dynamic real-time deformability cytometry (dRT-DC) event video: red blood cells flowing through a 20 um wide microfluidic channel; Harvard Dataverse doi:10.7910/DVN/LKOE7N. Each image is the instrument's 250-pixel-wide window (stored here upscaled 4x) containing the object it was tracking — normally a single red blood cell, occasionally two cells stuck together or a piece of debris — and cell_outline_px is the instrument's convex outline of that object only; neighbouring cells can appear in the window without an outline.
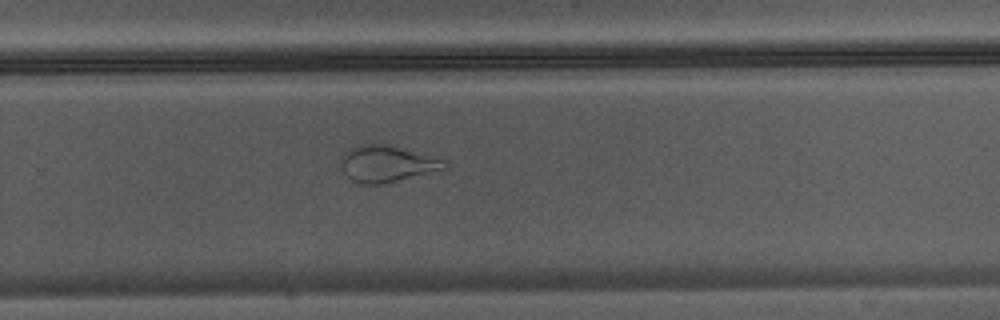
{"species": "Egyptian fruit bat (a non-hibernating species)", "species_latin": "Rousettus aegyptiacus", "temperature_condition": "warm", "stored_images_in_passage": 36, "camera_frame_rate_fps": 3000, "um_per_image_px": 0.085, "animal": {"sex": "male"}, "frame": {"image": 1, "passage_image": 21, "time_ms": 6.667, "image_size_px": [1000, 320], "cell_outline_px": [[448, 168], [384, 184], [360, 184], [352, 180], [340, 168], [340, 160], [344, 148], [360, 144], [392, 144], [444, 156], [448, 160]], "centroid_in_image_um": [32.97, 13.87], "position_along_channel_um": 296.8, "area_um2": 23.35}}